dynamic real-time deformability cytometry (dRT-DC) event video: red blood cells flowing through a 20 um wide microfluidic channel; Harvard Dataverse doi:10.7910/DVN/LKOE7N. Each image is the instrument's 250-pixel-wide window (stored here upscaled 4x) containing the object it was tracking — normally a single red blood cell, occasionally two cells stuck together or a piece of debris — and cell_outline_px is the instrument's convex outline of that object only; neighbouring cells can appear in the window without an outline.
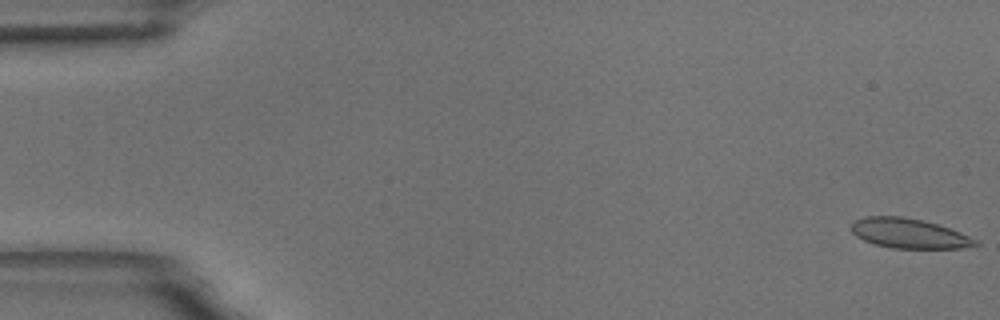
{"species": "common noctule bat (a hibernating species)", "species_latin": "Nyctalus noctula", "temperature_condition": "room temperature", "stored_images_in_passage": 59, "camera_frame_rate_fps": 3000, "um_per_image_px": 0.085, "animal": {"sex": "male", "body_mass_g": 18.8}, "frame": {"image": 1, "passage_image": 1, "time_ms": 0.0, "image_size_px": [1000, 320], "cell_outline_px": [[980, 244], [960, 248], [892, 248], [872, 244], [856, 236], [848, 228], [852, 220], [864, 216], [900, 216], [920, 220], [936, 224], [960, 232], [980, 240]], "centroid_in_image_um": [77.2, 19.83], "position_along_channel_um": 7.8, "area_um2": 21.73}}
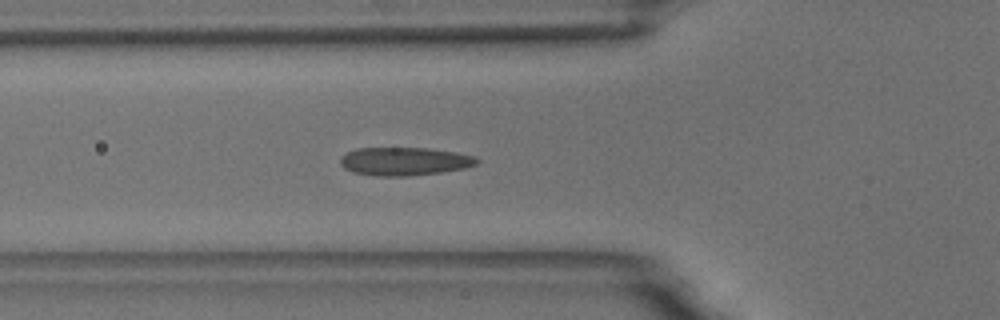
{"frame": {"image": 2, "passage_image": 21, "time_ms": 6.667, "image_size_px": [1000, 320], "cell_outline_px": [[480, 160], [476, 164], [464, 168], [440, 172], [408, 176], [376, 176], [352, 172], [344, 168], [340, 164], [340, 156], [356, 148], [428, 148], [456, 152], [472, 156]], "centroid_in_image_um": [34.33, 13.71], "position_along_channel_um": 91.5, "area_um2": 22.43}}
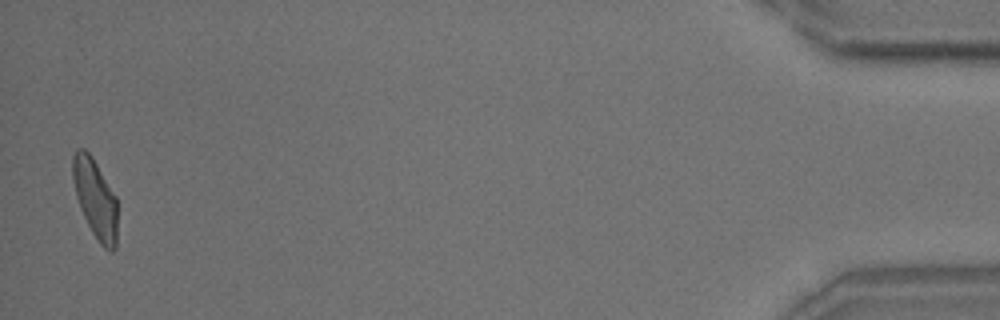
{"frame": {"image": 3, "passage_image": 58, "time_ms": 19.0, "image_size_px": [1000, 320], "cell_outline_px": [[116, 248], [112, 252], [104, 248], [100, 244], [92, 232], [80, 208], [76, 196], [72, 180], [72, 156], [76, 148], [84, 148], [92, 156], [116, 196]], "centroid_in_image_um": [8.07, 16.85], "position_along_channel_um": 427.1, "area_um2": 20.63}, "authors_computed_cell_mechanics": {"area_um2": 21.8484, "velocity_mm_per_s": 3.4378, "shape_relaxation_time_tau1_ms": 5.3087, "shape_relaxation_time_tau2_ms": 1.0539, "deformation_change_tau1": 0.1666, "deformation_change_tau2": 0.0993}}